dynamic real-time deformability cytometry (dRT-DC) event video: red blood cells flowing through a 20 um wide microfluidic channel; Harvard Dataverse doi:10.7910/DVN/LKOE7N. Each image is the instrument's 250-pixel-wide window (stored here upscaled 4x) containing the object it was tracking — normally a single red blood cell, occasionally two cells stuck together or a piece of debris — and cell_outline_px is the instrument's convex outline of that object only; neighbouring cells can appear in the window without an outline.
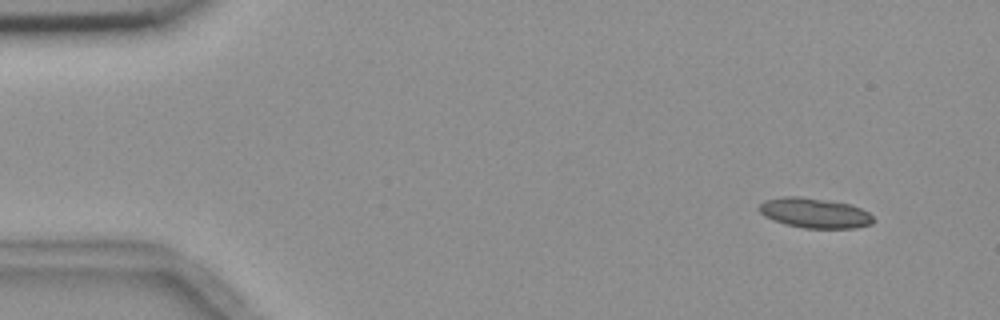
{"species": "common noctule bat (a hibernating species)", "species_latin": "Nyctalus noctula", "temperature_condition": "room temperature", "stored_images_in_passage": 6, "segment_of_instrument_passage": [1, 2], "camera_frame_rate_fps": 3000, "um_per_image_px": 0.085, "animal": {"sex": "female", "body_mass_g": 18.4}, "frame": {"image": 1, "passage_image": 2, "time_ms": 1.0, "image_size_px": [1000, 320], "cell_outline_px": [[872, 224], [856, 228], [804, 228], [788, 224], [764, 216], [760, 212], [760, 204], [764, 200], [784, 196], [800, 196], [852, 204], [868, 212], [872, 216]], "centroid_in_image_um": [69.26, 18.09], "position_along_channel_um": 15.7, "area_um2": 19.77}}
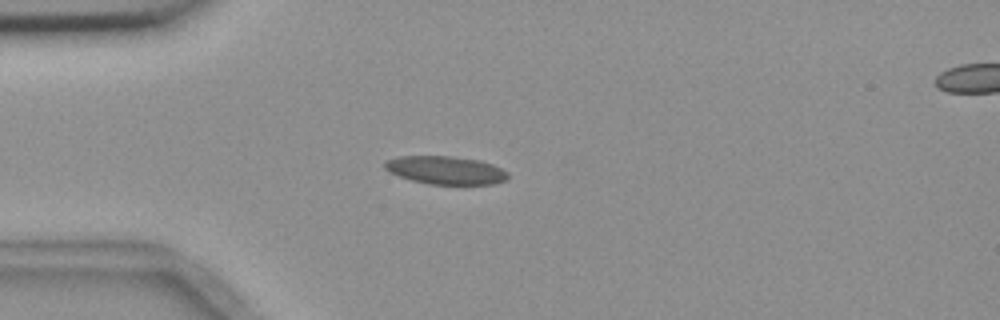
{"frame": {"image": 2, "passage_image": 5, "time_ms": 4.333, "image_size_px": [1000, 320], "cell_outline_px": [[508, 180], [492, 184], [428, 184], [412, 180], [388, 172], [384, 168], [384, 164], [388, 160], [400, 156], [448, 156], [480, 160], [492, 164], [508, 172]], "centroid_in_image_um": [37.89, 14.47], "position_along_channel_um": 47.1, "area_um2": 20.11}}